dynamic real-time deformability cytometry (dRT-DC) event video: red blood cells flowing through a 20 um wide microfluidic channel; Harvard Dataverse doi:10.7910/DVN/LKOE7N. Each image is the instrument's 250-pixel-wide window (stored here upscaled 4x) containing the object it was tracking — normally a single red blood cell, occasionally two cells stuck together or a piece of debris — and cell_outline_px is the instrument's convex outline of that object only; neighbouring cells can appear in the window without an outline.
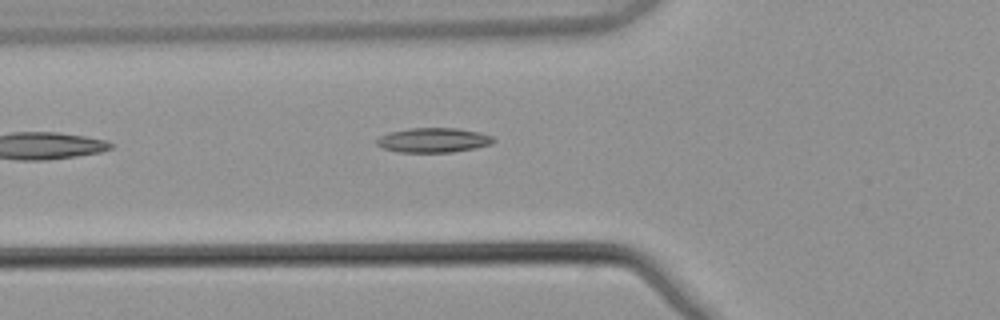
{"species": "common noctule bat (a hibernating species)", "species_latin": "Nyctalus noctula", "temperature_condition": "warm", "stored_images_in_passage": 2, "camera_frame_rate_fps": 3000, "um_per_image_px": 0.085, "animal": {"sex": "male", "body_mass_g": 21.5, "forearm_length_mm": 52.0}, "frame": {"image": 1, "passage_image": 2, "time_ms": 0.333, "image_size_px": [1000, 320], "cell_outline_px": [[496, 140], [492, 144], [452, 152], [400, 152], [384, 148], [376, 144], [376, 140], [380, 136], [392, 132], [412, 128], [456, 128], [480, 132], [492, 136]], "centroid_in_image_um": [36.87, 11.91], "position_along_channel_um": 88.9, "area_um2": 16.53}}